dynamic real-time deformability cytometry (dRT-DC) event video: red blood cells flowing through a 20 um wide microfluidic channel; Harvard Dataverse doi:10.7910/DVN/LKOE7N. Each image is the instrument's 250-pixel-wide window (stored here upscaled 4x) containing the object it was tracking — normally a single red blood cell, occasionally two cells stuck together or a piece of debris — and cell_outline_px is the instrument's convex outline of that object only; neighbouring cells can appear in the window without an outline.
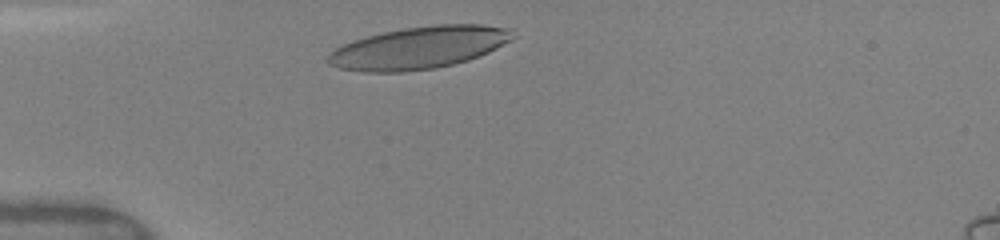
{"species": "human", "species_latin": "Homo sapiens", "temperature_condition": "warm", "stored_images_in_passage": 6, "camera_frame_rate_fps": 3000, "um_per_image_px": 0.085, "donor": {"sex": "female"}, "frame": {"image": 1, "passage_image": 2, "time_ms": 0.667, "image_size_px": [1000, 240], "cell_outline_px": [[516, 36], [512, 40], [480, 56], [468, 60], [436, 68], [404, 72], [364, 72], [340, 68], [328, 64], [324, 60], [328, 52], [352, 40], [384, 32], [404, 28], [436, 24], [480, 24], [512, 28]], "centroid_in_image_um": [35.61, 4.05], "position_along_channel_um": 49.4, "area_um2": 45.84}}
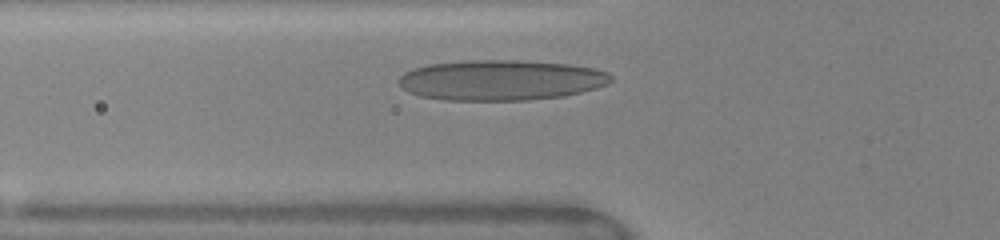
{"frame": {"image": 2, "passage_image": 5, "time_ms": 2.0, "image_size_px": [1000, 240], "cell_outline_px": [[612, 80], [608, 84], [596, 88], [564, 96], [528, 100], [444, 100], [420, 96], [408, 92], [396, 80], [404, 72], [412, 68], [428, 64], [472, 60], [516, 60], [568, 64], [596, 68], [608, 72], [612, 76]], "centroid_in_image_um": [42.57, 6.81], "position_along_channel_um": 83.2, "area_um2": 50.17}}